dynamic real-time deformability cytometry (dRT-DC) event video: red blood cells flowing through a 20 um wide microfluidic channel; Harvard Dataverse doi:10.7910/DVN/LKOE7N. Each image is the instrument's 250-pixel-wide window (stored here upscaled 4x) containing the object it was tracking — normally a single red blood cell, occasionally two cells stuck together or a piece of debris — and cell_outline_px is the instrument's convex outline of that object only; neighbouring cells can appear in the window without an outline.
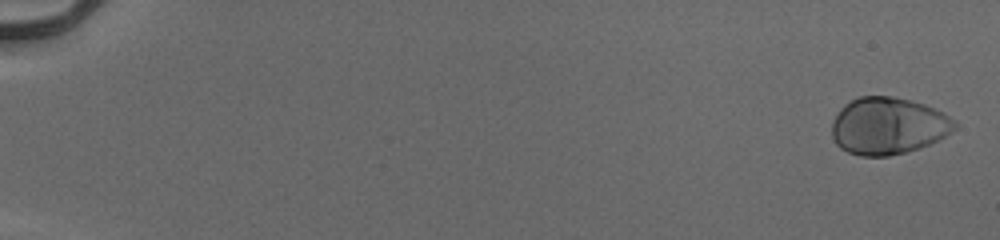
{"species": "human", "species_latin": "Homo sapiens", "temperature_condition": "cold", "stored_images_in_passage": 31, "camera_frame_rate_fps": 3000, "um_per_image_px": 0.085, "donor": {"sex": "male"}, "frame": {"image": 1, "passage_image": 2, "time_ms": 0.333, "image_size_px": [1000, 240], "cell_outline_px": [[956, 128], [944, 136], [928, 144], [904, 152], [888, 156], [860, 156], [848, 152], [840, 148], [836, 144], [832, 136], [832, 120], [840, 108], [844, 104], [860, 96], [892, 96], [912, 100], [924, 104], [944, 112], [956, 120]], "centroid_in_image_um": [75.47, 10.68], "position_along_channel_um": 9.5, "area_um2": 40.86}}
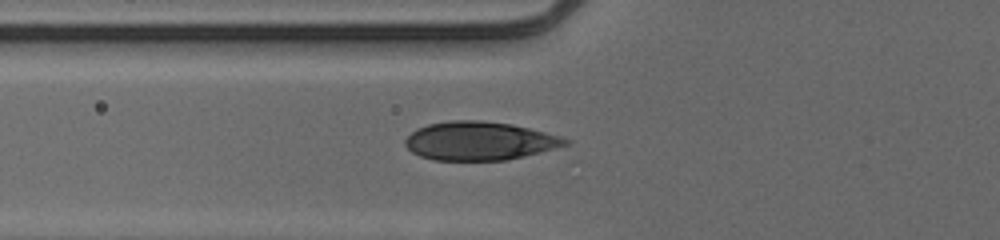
{"frame": {"image": 2, "passage_image": 23, "time_ms": 7.333, "image_size_px": [1000, 240], "cell_outline_px": [[572, 144], [508, 160], [432, 160], [420, 156], [412, 152], [404, 144], [404, 140], [416, 128], [428, 124], [452, 120], [480, 120], [512, 124], [560, 136], [572, 140]], "centroid_in_image_um": [40.77, 11.98], "position_along_channel_um": 85.0, "area_um2": 36.07}}
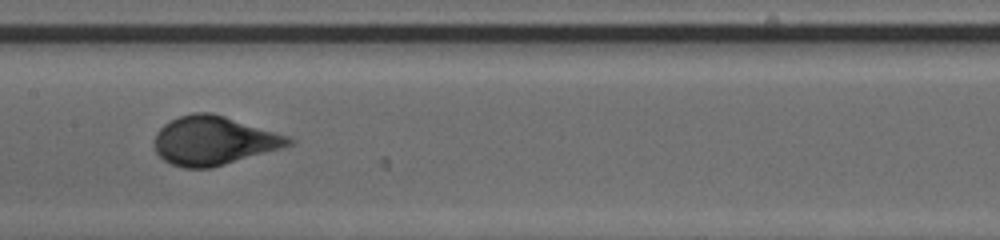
{"frame": {"image": 3, "passage_image": 31, "time_ms": 10.0, "image_size_px": [1000, 240], "cell_outline_px": [[296, 140], [292, 144], [280, 148], [212, 168], [184, 168], [172, 164], [164, 160], [156, 152], [152, 144], [156, 132], [164, 124], [180, 116], [192, 112], [212, 112], [292, 136]], "centroid_in_image_um": [18.17, 11.94], "position_along_channel_um": 189.2, "area_um2": 38.44}}